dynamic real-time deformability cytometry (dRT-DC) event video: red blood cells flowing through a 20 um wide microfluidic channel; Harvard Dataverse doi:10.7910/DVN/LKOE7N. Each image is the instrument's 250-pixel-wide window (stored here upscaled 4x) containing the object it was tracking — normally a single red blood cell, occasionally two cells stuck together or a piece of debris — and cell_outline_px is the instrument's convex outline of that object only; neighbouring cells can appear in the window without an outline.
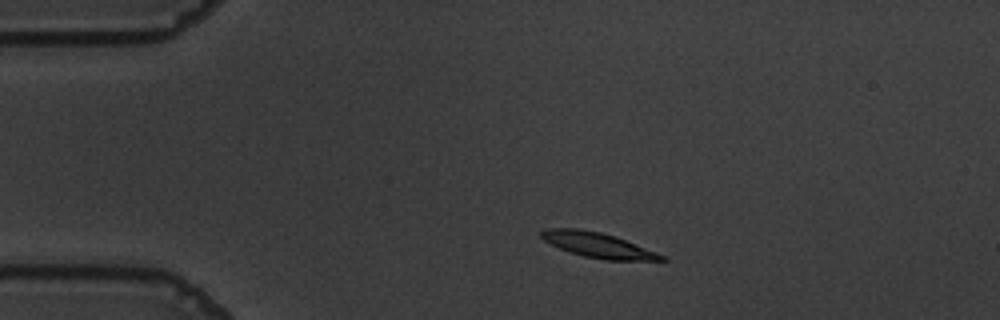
{"species": "common noctule bat (a hibernating species)", "species_latin": "Nyctalus noctula", "temperature_condition": "warm", "stored_images_in_passage": 46, "camera_frame_rate_fps": 3000, "um_per_image_px": 0.085, "animal": {"sex": "male", "body_mass_g": 19.5, "forearm_length_mm": 54.6}, "frame": {"image": 1, "passage_image": 1, "time_ms": 0.0, "image_size_px": [1000, 320], "cell_outline_px": [[668, 260], [604, 260], [584, 256], [568, 252], [544, 240], [540, 236], [540, 232], [548, 228], [580, 228], [600, 232], [616, 236], [656, 252], [664, 256]], "centroid_in_image_um": [50.8, 20.82], "position_along_channel_um": 34.2, "area_um2": 17.46}}
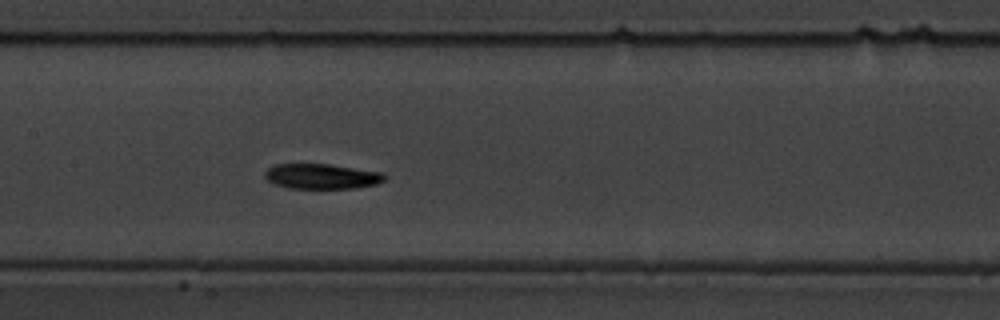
{"frame": {"image": 2, "passage_image": 17, "time_ms": 5.333, "image_size_px": [1000, 320], "cell_outline_px": [[388, 176], [384, 180], [376, 184], [356, 188], [288, 188], [272, 184], [264, 176], [264, 172], [268, 168], [276, 164], [328, 164], [380, 172]], "centroid_in_image_um": [27.31, 14.99], "position_along_channel_um": 180.1, "area_um2": 17.51}}
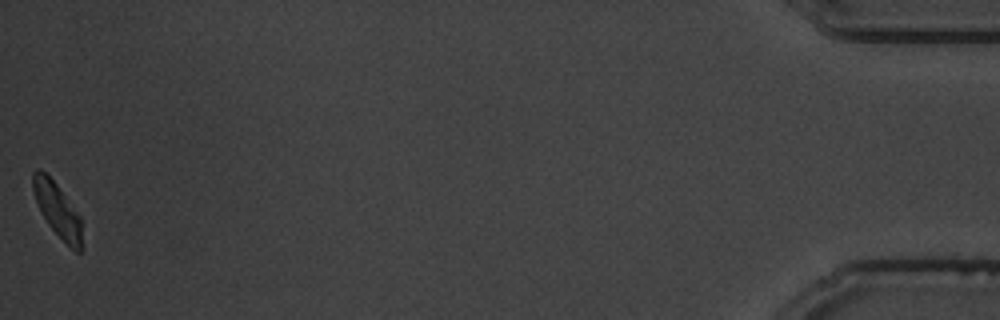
{"frame": {"image": 3, "passage_image": 46, "time_ms": 15.0, "image_size_px": [1000, 320], "cell_outline_px": [[84, 248], [80, 252], [76, 252], [48, 224], [36, 200], [32, 188], [32, 172], [36, 168], [40, 168], [56, 184], [80, 216]], "centroid_in_image_um": [4.9, 17.85], "position_along_channel_um": 430.3, "area_um2": 15.14}, "authors_computed_cell_mechanics": {"area_um2": 17.5712, "velocity_mm_per_s": 3.5644, "shape_relaxation_time_tau1_ms": 3.7658, "shape_relaxation_time_tau2_ms": 8.4949, "deformation_change_tau1": 0.1696, "deformation_change_tau2": 0.1315}}